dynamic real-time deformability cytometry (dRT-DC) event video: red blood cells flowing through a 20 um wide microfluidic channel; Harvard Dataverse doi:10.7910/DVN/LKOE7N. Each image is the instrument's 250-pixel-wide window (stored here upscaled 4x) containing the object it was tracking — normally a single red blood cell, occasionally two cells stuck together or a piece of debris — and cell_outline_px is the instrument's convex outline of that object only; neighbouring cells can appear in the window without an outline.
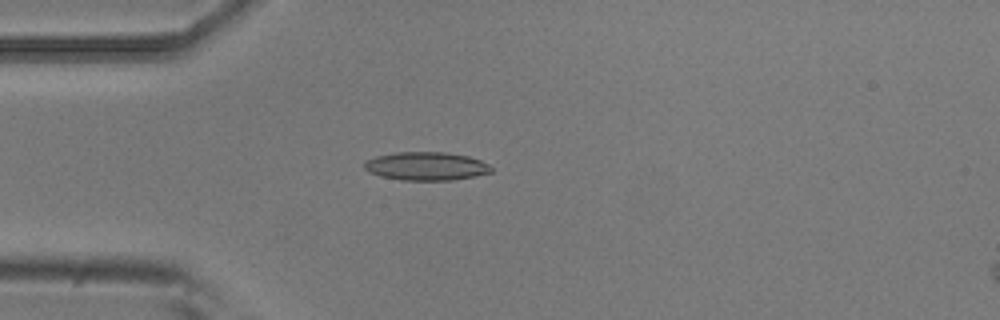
{"species": "common noctule bat (a hibernating species)", "species_latin": "Nyctalus noctula", "temperature_condition": "room temperature", "stored_images_in_passage": 4, "camera_frame_rate_fps": 3000, "um_per_image_px": 0.085, "animal": {"sex": "male", "body_mass_g": 20.5, "forearm_length_mm": 52.5}, "frame": {"image": 1, "passage_image": 4, "time_ms": 1.0, "image_size_px": [1000, 320], "cell_outline_px": [[492, 172], [452, 180], [400, 180], [380, 176], [368, 172], [364, 168], [364, 160], [376, 156], [396, 152], [444, 152], [468, 156], [480, 160], [488, 164], [492, 168]], "centroid_in_image_um": [36.18, 14.12], "position_along_channel_um": 48.8, "area_um2": 20.98}}